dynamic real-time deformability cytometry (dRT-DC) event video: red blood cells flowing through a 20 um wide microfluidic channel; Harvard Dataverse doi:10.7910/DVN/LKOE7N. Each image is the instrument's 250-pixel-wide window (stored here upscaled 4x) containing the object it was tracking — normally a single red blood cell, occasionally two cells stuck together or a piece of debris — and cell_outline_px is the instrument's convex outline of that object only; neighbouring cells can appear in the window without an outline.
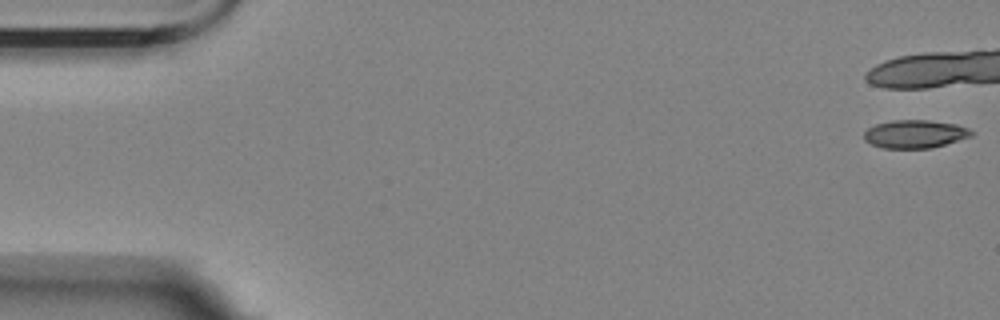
{"species": "Egyptian fruit bat (a non-hibernating species)", "species_latin": "Rousettus aegyptiacus", "temperature_condition": "room temperature", "stored_images_in_passage": 9, "camera_frame_rate_fps": 3000, "um_per_image_px": 0.085, "animal": {"sex": "female"}, "frame": {"image": 1, "passage_image": 1, "time_ms": 0.0, "image_size_px": [1000, 320], "cell_outline_px": [[976, 132], [972, 136], [932, 148], [880, 148], [864, 140], [864, 132], [868, 128], [876, 124], [892, 120], [928, 120], [956, 124], [968, 128]], "centroid_in_image_um": [77.78, 11.39], "position_along_channel_um": 7.2, "area_um2": 17.69}}